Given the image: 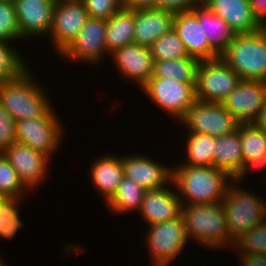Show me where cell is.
I'll return each mask as SVG.
<instances>
[{
	"label": "cell",
	"mask_w": 266,
	"mask_h": 266,
	"mask_svg": "<svg viewBox=\"0 0 266 266\" xmlns=\"http://www.w3.org/2000/svg\"><path fill=\"white\" fill-rule=\"evenodd\" d=\"M53 106L44 116L16 121V140L50 159L62 146L64 125ZM62 122V123H61Z\"/></svg>",
	"instance_id": "obj_6"
},
{
	"label": "cell",
	"mask_w": 266,
	"mask_h": 266,
	"mask_svg": "<svg viewBox=\"0 0 266 266\" xmlns=\"http://www.w3.org/2000/svg\"><path fill=\"white\" fill-rule=\"evenodd\" d=\"M174 14L161 9L135 11L134 43L150 47L173 28Z\"/></svg>",
	"instance_id": "obj_22"
},
{
	"label": "cell",
	"mask_w": 266,
	"mask_h": 266,
	"mask_svg": "<svg viewBox=\"0 0 266 266\" xmlns=\"http://www.w3.org/2000/svg\"><path fill=\"white\" fill-rule=\"evenodd\" d=\"M262 169H266V153L259 159H251L243 162L241 169L233 177V180L236 183L242 184L241 181H243L247 175L249 176V173L253 172V170L256 171V173H258L259 170L262 172Z\"/></svg>",
	"instance_id": "obj_39"
},
{
	"label": "cell",
	"mask_w": 266,
	"mask_h": 266,
	"mask_svg": "<svg viewBox=\"0 0 266 266\" xmlns=\"http://www.w3.org/2000/svg\"><path fill=\"white\" fill-rule=\"evenodd\" d=\"M241 185L232 180L222 200L229 234L234 242L266 219L265 198Z\"/></svg>",
	"instance_id": "obj_5"
},
{
	"label": "cell",
	"mask_w": 266,
	"mask_h": 266,
	"mask_svg": "<svg viewBox=\"0 0 266 266\" xmlns=\"http://www.w3.org/2000/svg\"><path fill=\"white\" fill-rule=\"evenodd\" d=\"M30 69L16 80L0 84V103L15 121L44 116L54 106Z\"/></svg>",
	"instance_id": "obj_3"
},
{
	"label": "cell",
	"mask_w": 266,
	"mask_h": 266,
	"mask_svg": "<svg viewBox=\"0 0 266 266\" xmlns=\"http://www.w3.org/2000/svg\"><path fill=\"white\" fill-rule=\"evenodd\" d=\"M16 142V121L0 103V152Z\"/></svg>",
	"instance_id": "obj_37"
},
{
	"label": "cell",
	"mask_w": 266,
	"mask_h": 266,
	"mask_svg": "<svg viewBox=\"0 0 266 266\" xmlns=\"http://www.w3.org/2000/svg\"><path fill=\"white\" fill-rule=\"evenodd\" d=\"M265 99L266 82L241 80L221 104L239 123H253Z\"/></svg>",
	"instance_id": "obj_14"
},
{
	"label": "cell",
	"mask_w": 266,
	"mask_h": 266,
	"mask_svg": "<svg viewBox=\"0 0 266 266\" xmlns=\"http://www.w3.org/2000/svg\"><path fill=\"white\" fill-rule=\"evenodd\" d=\"M21 39L14 2L0 0V40L15 43Z\"/></svg>",
	"instance_id": "obj_35"
},
{
	"label": "cell",
	"mask_w": 266,
	"mask_h": 266,
	"mask_svg": "<svg viewBox=\"0 0 266 266\" xmlns=\"http://www.w3.org/2000/svg\"><path fill=\"white\" fill-rule=\"evenodd\" d=\"M2 153L30 192L36 187L38 189L49 175L51 159L27 145L16 142L8 146Z\"/></svg>",
	"instance_id": "obj_13"
},
{
	"label": "cell",
	"mask_w": 266,
	"mask_h": 266,
	"mask_svg": "<svg viewBox=\"0 0 266 266\" xmlns=\"http://www.w3.org/2000/svg\"><path fill=\"white\" fill-rule=\"evenodd\" d=\"M90 18L107 20L123 8V0H81Z\"/></svg>",
	"instance_id": "obj_36"
},
{
	"label": "cell",
	"mask_w": 266,
	"mask_h": 266,
	"mask_svg": "<svg viewBox=\"0 0 266 266\" xmlns=\"http://www.w3.org/2000/svg\"><path fill=\"white\" fill-rule=\"evenodd\" d=\"M201 2L202 0H157L156 9H161L175 15L191 11Z\"/></svg>",
	"instance_id": "obj_38"
},
{
	"label": "cell",
	"mask_w": 266,
	"mask_h": 266,
	"mask_svg": "<svg viewBox=\"0 0 266 266\" xmlns=\"http://www.w3.org/2000/svg\"><path fill=\"white\" fill-rule=\"evenodd\" d=\"M10 43L0 40V84L16 80L30 68L22 53Z\"/></svg>",
	"instance_id": "obj_29"
},
{
	"label": "cell",
	"mask_w": 266,
	"mask_h": 266,
	"mask_svg": "<svg viewBox=\"0 0 266 266\" xmlns=\"http://www.w3.org/2000/svg\"><path fill=\"white\" fill-rule=\"evenodd\" d=\"M241 78L266 82V28L235 34L220 56Z\"/></svg>",
	"instance_id": "obj_4"
},
{
	"label": "cell",
	"mask_w": 266,
	"mask_h": 266,
	"mask_svg": "<svg viewBox=\"0 0 266 266\" xmlns=\"http://www.w3.org/2000/svg\"><path fill=\"white\" fill-rule=\"evenodd\" d=\"M0 255H1V254H0ZM0 266H8V265H5V262H4L2 256L0 257Z\"/></svg>",
	"instance_id": "obj_44"
},
{
	"label": "cell",
	"mask_w": 266,
	"mask_h": 266,
	"mask_svg": "<svg viewBox=\"0 0 266 266\" xmlns=\"http://www.w3.org/2000/svg\"><path fill=\"white\" fill-rule=\"evenodd\" d=\"M21 39L49 36L56 0H14Z\"/></svg>",
	"instance_id": "obj_16"
},
{
	"label": "cell",
	"mask_w": 266,
	"mask_h": 266,
	"mask_svg": "<svg viewBox=\"0 0 266 266\" xmlns=\"http://www.w3.org/2000/svg\"><path fill=\"white\" fill-rule=\"evenodd\" d=\"M240 81V76L222 58L200 60L195 85L196 99L222 103Z\"/></svg>",
	"instance_id": "obj_9"
},
{
	"label": "cell",
	"mask_w": 266,
	"mask_h": 266,
	"mask_svg": "<svg viewBox=\"0 0 266 266\" xmlns=\"http://www.w3.org/2000/svg\"><path fill=\"white\" fill-rule=\"evenodd\" d=\"M171 181L182 205L221 203L233 178L215 166L173 165Z\"/></svg>",
	"instance_id": "obj_1"
},
{
	"label": "cell",
	"mask_w": 266,
	"mask_h": 266,
	"mask_svg": "<svg viewBox=\"0 0 266 266\" xmlns=\"http://www.w3.org/2000/svg\"><path fill=\"white\" fill-rule=\"evenodd\" d=\"M253 15L258 21L266 25V0H249Z\"/></svg>",
	"instance_id": "obj_42"
},
{
	"label": "cell",
	"mask_w": 266,
	"mask_h": 266,
	"mask_svg": "<svg viewBox=\"0 0 266 266\" xmlns=\"http://www.w3.org/2000/svg\"><path fill=\"white\" fill-rule=\"evenodd\" d=\"M187 132L219 137L237 130L239 122L221 103L196 101L179 121ZM184 125V126H183Z\"/></svg>",
	"instance_id": "obj_10"
},
{
	"label": "cell",
	"mask_w": 266,
	"mask_h": 266,
	"mask_svg": "<svg viewBox=\"0 0 266 266\" xmlns=\"http://www.w3.org/2000/svg\"><path fill=\"white\" fill-rule=\"evenodd\" d=\"M191 11L197 16L209 46L221 56L233 40L235 32L202 2Z\"/></svg>",
	"instance_id": "obj_23"
},
{
	"label": "cell",
	"mask_w": 266,
	"mask_h": 266,
	"mask_svg": "<svg viewBox=\"0 0 266 266\" xmlns=\"http://www.w3.org/2000/svg\"><path fill=\"white\" fill-rule=\"evenodd\" d=\"M135 11L122 8L106 20V46L114 50L134 43Z\"/></svg>",
	"instance_id": "obj_25"
},
{
	"label": "cell",
	"mask_w": 266,
	"mask_h": 266,
	"mask_svg": "<svg viewBox=\"0 0 266 266\" xmlns=\"http://www.w3.org/2000/svg\"><path fill=\"white\" fill-rule=\"evenodd\" d=\"M238 254V255H237ZM240 266H266V255L236 253Z\"/></svg>",
	"instance_id": "obj_40"
},
{
	"label": "cell",
	"mask_w": 266,
	"mask_h": 266,
	"mask_svg": "<svg viewBox=\"0 0 266 266\" xmlns=\"http://www.w3.org/2000/svg\"><path fill=\"white\" fill-rule=\"evenodd\" d=\"M235 253L266 255V219L235 241Z\"/></svg>",
	"instance_id": "obj_34"
},
{
	"label": "cell",
	"mask_w": 266,
	"mask_h": 266,
	"mask_svg": "<svg viewBox=\"0 0 266 266\" xmlns=\"http://www.w3.org/2000/svg\"><path fill=\"white\" fill-rule=\"evenodd\" d=\"M185 136V157L179 165L213 166L215 137L207 134L188 132ZM184 161V162H183Z\"/></svg>",
	"instance_id": "obj_26"
},
{
	"label": "cell",
	"mask_w": 266,
	"mask_h": 266,
	"mask_svg": "<svg viewBox=\"0 0 266 266\" xmlns=\"http://www.w3.org/2000/svg\"><path fill=\"white\" fill-rule=\"evenodd\" d=\"M181 216L184 220L187 238L205 249H233L222 202L204 205H182Z\"/></svg>",
	"instance_id": "obj_2"
},
{
	"label": "cell",
	"mask_w": 266,
	"mask_h": 266,
	"mask_svg": "<svg viewBox=\"0 0 266 266\" xmlns=\"http://www.w3.org/2000/svg\"><path fill=\"white\" fill-rule=\"evenodd\" d=\"M235 34L253 33L264 27L253 15L249 0H202Z\"/></svg>",
	"instance_id": "obj_19"
},
{
	"label": "cell",
	"mask_w": 266,
	"mask_h": 266,
	"mask_svg": "<svg viewBox=\"0 0 266 266\" xmlns=\"http://www.w3.org/2000/svg\"><path fill=\"white\" fill-rule=\"evenodd\" d=\"M88 19L81 0H56L48 36L56 54L59 55L72 42Z\"/></svg>",
	"instance_id": "obj_12"
},
{
	"label": "cell",
	"mask_w": 266,
	"mask_h": 266,
	"mask_svg": "<svg viewBox=\"0 0 266 266\" xmlns=\"http://www.w3.org/2000/svg\"><path fill=\"white\" fill-rule=\"evenodd\" d=\"M106 20L90 18L72 42L58 55L79 63L96 64L110 56L106 46Z\"/></svg>",
	"instance_id": "obj_11"
},
{
	"label": "cell",
	"mask_w": 266,
	"mask_h": 266,
	"mask_svg": "<svg viewBox=\"0 0 266 266\" xmlns=\"http://www.w3.org/2000/svg\"><path fill=\"white\" fill-rule=\"evenodd\" d=\"M90 168V182L99 194H102L106 204L117 191L124 177L122 157L116 154H106L93 160Z\"/></svg>",
	"instance_id": "obj_21"
},
{
	"label": "cell",
	"mask_w": 266,
	"mask_h": 266,
	"mask_svg": "<svg viewBox=\"0 0 266 266\" xmlns=\"http://www.w3.org/2000/svg\"><path fill=\"white\" fill-rule=\"evenodd\" d=\"M157 0H123V7L129 10L156 9Z\"/></svg>",
	"instance_id": "obj_41"
},
{
	"label": "cell",
	"mask_w": 266,
	"mask_h": 266,
	"mask_svg": "<svg viewBox=\"0 0 266 266\" xmlns=\"http://www.w3.org/2000/svg\"><path fill=\"white\" fill-rule=\"evenodd\" d=\"M243 160L259 159L266 153V132L254 123H239Z\"/></svg>",
	"instance_id": "obj_30"
},
{
	"label": "cell",
	"mask_w": 266,
	"mask_h": 266,
	"mask_svg": "<svg viewBox=\"0 0 266 266\" xmlns=\"http://www.w3.org/2000/svg\"><path fill=\"white\" fill-rule=\"evenodd\" d=\"M146 154L122 156L124 176L147 190L160 189L171 182L172 167L160 164Z\"/></svg>",
	"instance_id": "obj_17"
},
{
	"label": "cell",
	"mask_w": 266,
	"mask_h": 266,
	"mask_svg": "<svg viewBox=\"0 0 266 266\" xmlns=\"http://www.w3.org/2000/svg\"><path fill=\"white\" fill-rule=\"evenodd\" d=\"M243 162L239 125L233 133L215 137L213 166L224 170L233 178L241 169Z\"/></svg>",
	"instance_id": "obj_24"
},
{
	"label": "cell",
	"mask_w": 266,
	"mask_h": 266,
	"mask_svg": "<svg viewBox=\"0 0 266 266\" xmlns=\"http://www.w3.org/2000/svg\"><path fill=\"white\" fill-rule=\"evenodd\" d=\"M149 48L154 61L189 57L184 43L174 28L160 36Z\"/></svg>",
	"instance_id": "obj_32"
},
{
	"label": "cell",
	"mask_w": 266,
	"mask_h": 266,
	"mask_svg": "<svg viewBox=\"0 0 266 266\" xmlns=\"http://www.w3.org/2000/svg\"><path fill=\"white\" fill-rule=\"evenodd\" d=\"M25 198H0V239H13L24 225L19 206Z\"/></svg>",
	"instance_id": "obj_31"
},
{
	"label": "cell",
	"mask_w": 266,
	"mask_h": 266,
	"mask_svg": "<svg viewBox=\"0 0 266 266\" xmlns=\"http://www.w3.org/2000/svg\"><path fill=\"white\" fill-rule=\"evenodd\" d=\"M258 128L266 132V99L261 112L259 113L257 119L253 122Z\"/></svg>",
	"instance_id": "obj_43"
},
{
	"label": "cell",
	"mask_w": 266,
	"mask_h": 266,
	"mask_svg": "<svg viewBox=\"0 0 266 266\" xmlns=\"http://www.w3.org/2000/svg\"><path fill=\"white\" fill-rule=\"evenodd\" d=\"M30 191L20 180L8 159L0 152V198H26Z\"/></svg>",
	"instance_id": "obj_33"
},
{
	"label": "cell",
	"mask_w": 266,
	"mask_h": 266,
	"mask_svg": "<svg viewBox=\"0 0 266 266\" xmlns=\"http://www.w3.org/2000/svg\"><path fill=\"white\" fill-rule=\"evenodd\" d=\"M145 192L146 190L144 188L124 176L117 191L105 206L115 215L129 214V212L133 213L134 211L138 213Z\"/></svg>",
	"instance_id": "obj_27"
},
{
	"label": "cell",
	"mask_w": 266,
	"mask_h": 266,
	"mask_svg": "<svg viewBox=\"0 0 266 266\" xmlns=\"http://www.w3.org/2000/svg\"><path fill=\"white\" fill-rule=\"evenodd\" d=\"M119 76L133 81L141 89L153 75L154 60L149 47L131 43L114 50L111 54Z\"/></svg>",
	"instance_id": "obj_15"
},
{
	"label": "cell",
	"mask_w": 266,
	"mask_h": 266,
	"mask_svg": "<svg viewBox=\"0 0 266 266\" xmlns=\"http://www.w3.org/2000/svg\"><path fill=\"white\" fill-rule=\"evenodd\" d=\"M149 227V228H148ZM145 245L152 266H167L180 256L189 241L180 215L174 220L147 226Z\"/></svg>",
	"instance_id": "obj_8"
},
{
	"label": "cell",
	"mask_w": 266,
	"mask_h": 266,
	"mask_svg": "<svg viewBox=\"0 0 266 266\" xmlns=\"http://www.w3.org/2000/svg\"><path fill=\"white\" fill-rule=\"evenodd\" d=\"M196 83H183L173 78H150L140 89L158 108L177 123L197 101Z\"/></svg>",
	"instance_id": "obj_7"
},
{
	"label": "cell",
	"mask_w": 266,
	"mask_h": 266,
	"mask_svg": "<svg viewBox=\"0 0 266 266\" xmlns=\"http://www.w3.org/2000/svg\"><path fill=\"white\" fill-rule=\"evenodd\" d=\"M169 184L174 186L173 189L169 188L171 187ZM174 188L175 185L171 181L163 188L147 190L145 192L138 213L146 225L171 221L181 215V199Z\"/></svg>",
	"instance_id": "obj_18"
},
{
	"label": "cell",
	"mask_w": 266,
	"mask_h": 266,
	"mask_svg": "<svg viewBox=\"0 0 266 266\" xmlns=\"http://www.w3.org/2000/svg\"><path fill=\"white\" fill-rule=\"evenodd\" d=\"M173 28L184 43L189 56L199 60H213L220 57L209 46L206 34L192 11L175 14Z\"/></svg>",
	"instance_id": "obj_20"
},
{
	"label": "cell",
	"mask_w": 266,
	"mask_h": 266,
	"mask_svg": "<svg viewBox=\"0 0 266 266\" xmlns=\"http://www.w3.org/2000/svg\"><path fill=\"white\" fill-rule=\"evenodd\" d=\"M200 60L189 56L173 60L154 61L151 78H173L183 83H196Z\"/></svg>",
	"instance_id": "obj_28"
}]
</instances>
